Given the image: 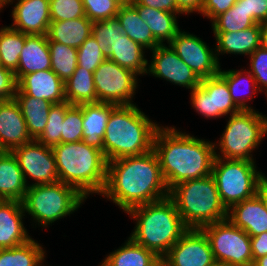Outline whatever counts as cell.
<instances>
[{
	"instance_id": "obj_1",
	"label": "cell",
	"mask_w": 267,
	"mask_h": 266,
	"mask_svg": "<svg viewBox=\"0 0 267 266\" xmlns=\"http://www.w3.org/2000/svg\"><path fill=\"white\" fill-rule=\"evenodd\" d=\"M101 196L111 200L124 213L168 197L169 189L155 152L107 162V181Z\"/></svg>"
},
{
	"instance_id": "obj_2",
	"label": "cell",
	"mask_w": 267,
	"mask_h": 266,
	"mask_svg": "<svg viewBox=\"0 0 267 266\" xmlns=\"http://www.w3.org/2000/svg\"><path fill=\"white\" fill-rule=\"evenodd\" d=\"M214 149V142L199 139L175 127L161 125L153 144L169 190L180 182L211 175Z\"/></svg>"
},
{
	"instance_id": "obj_3",
	"label": "cell",
	"mask_w": 267,
	"mask_h": 266,
	"mask_svg": "<svg viewBox=\"0 0 267 266\" xmlns=\"http://www.w3.org/2000/svg\"><path fill=\"white\" fill-rule=\"evenodd\" d=\"M159 125L149 119L136 103L116 105L111 110L103 138L106 161L152 151Z\"/></svg>"
},
{
	"instance_id": "obj_4",
	"label": "cell",
	"mask_w": 267,
	"mask_h": 266,
	"mask_svg": "<svg viewBox=\"0 0 267 266\" xmlns=\"http://www.w3.org/2000/svg\"><path fill=\"white\" fill-rule=\"evenodd\" d=\"M127 214L136 221L130 237L146 249L152 250L159 258L189 229L169 196L136 206Z\"/></svg>"
},
{
	"instance_id": "obj_5",
	"label": "cell",
	"mask_w": 267,
	"mask_h": 266,
	"mask_svg": "<svg viewBox=\"0 0 267 266\" xmlns=\"http://www.w3.org/2000/svg\"><path fill=\"white\" fill-rule=\"evenodd\" d=\"M58 181L75 187L85 198L102 194L107 181V161L102 150L83 141L52 147Z\"/></svg>"
},
{
	"instance_id": "obj_6",
	"label": "cell",
	"mask_w": 267,
	"mask_h": 266,
	"mask_svg": "<svg viewBox=\"0 0 267 266\" xmlns=\"http://www.w3.org/2000/svg\"><path fill=\"white\" fill-rule=\"evenodd\" d=\"M169 197L188 228L201 229L227 219V209L220 200L212 174L176 184L169 190Z\"/></svg>"
},
{
	"instance_id": "obj_7",
	"label": "cell",
	"mask_w": 267,
	"mask_h": 266,
	"mask_svg": "<svg viewBox=\"0 0 267 266\" xmlns=\"http://www.w3.org/2000/svg\"><path fill=\"white\" fill-rule=\"evenodd\" d=\"M86 199L75 187L57 181L29 186L22 205L25 214L32 216L34 223L48 228L50 224L77 211Z\"/></svg>"
},
{
	"instance_id": "obj_8",
	"label": "cell",
	"mask_w": 267,
	"mask_h": 266,
	"mask_svg": "<svg viewBox=\"0 0 267 266\" xmlns=\"http://www.w3.org/2000/svg\"><path fill=\"white\" fill-rule=\"evenodd\" d=\"M228 119L219 141L214 142L215 157L255 161L252 152L266 136L264 115L257 110H240Z\"/></svg>"
},
{
	"instance_id": "obj_9",
	"label": "cell",
	"mask_w": 267,
	"mask_h": 266,
	"mask_svg": "<svg viewBox=\"0 0 267 266\" xmlns=\"http://www.w3.org/2000/svg\"><path fill=\"white\" fill-rule=\"evenodd\" d=\"M255 162L215 157L212 176L215 179L220 200L227 210L234 204L257 194L265 174L258 171Z\"/></svg>"
},
{
	"instance_id": "obj_10",
	"label": "cell",
	"mask_w": 267,
	"mask_h": 266,
	"mask_svg": "<svg viewBox=\"0 0 267 266\" xmlns=\"http://www.w3.org/2000/svg\"><path fill=\"white\" fill-rule=\"evenodd\" d=\"M209 239L217 263L231 266H252L250 236L228 219L201 228Z\"/></svg>"
},
{
	"instance_id": "obj_11",
	"label": "cell",
	"mask_w": 267,
	"mask_h": 266,
	"mask_svg": "<svg viewBox=\"0 0 267 266\" xmlns=\"http://www.w3.org/2000/svg\"><path fill=\"white\" fill-rule=\"evenodd\" d=\"M93 76L97 103L134 104L132 100L138 89L136 73L106 58L93 72Z\"/></svg>"
},
{
	"instance_id": "obj_12",
	"label": "cell",
	"mask_w": 267,
	"mask_h": 266,
	"mask_svg": "<svg viewBox=\"0 0 267 266\" xmlns=\"http://www.w3.org/2000/svg\"><path fill=\"white\" fill-rule=\"evenodd\" d=\"M190 96L192 108L207 119L230 116L240 111L232 101L226 81L219 74L201 79Z\"/></svg>"
},
{
	"instance_id": "obj_13",
	"label": "cell",
	"mask_w": 267,
	"mask_h": 266,
	"mask_svg": "<svg viewBox=\"0 0 267 266\" xmlns=\"http://www.w3.org/2000/svg\"><path fill=\"white\" fill-rule=\"evenodd\" d=\"M11 152L23 172L28 187L58 181V172L52 147L45 146L33 139ZM28 178H32L35 182H32V184L28 183Z\"/></svg>"
},
{
	"instance_id": "obj_14",
	"label": "cell",
	"mask_w": 267,
	"mask_h": 266,
	"mask_svg": "<svg viewBox=\"0 0 267 266\" xmlns=\"http://www.w3.org/2000/svg\"><path fill=\"white\" fill-rule=\"evenodd\" d=\"M169 45L200 79L219 74L221 64L215 48H210L200 37L181 29Z\"/></svg>"
},
{
	"instance_id": "obj_15",
	"label": "cell",
	"mask_w": 267,
	"mask_h": 266,
	"mask_svg": "<svg viewBox=\"0 0 267 266\" xmlns=\"http://www.w3.org/2000/svg\"><path fill=\"white\" fill-rule=\"evenodd\" d=\"M150 51L152 56L150 62L148 61L147 75L151 74L190 91L200 85L201 79L179 58L169 44H160Z\"/></svg>"
},
{
	"instance_id": "obj_16",
	"label": "cell",
	"mask_w": 267,
	"mask_h": 266,
	"mask_svg": "<svg viewBox=\"0 0 267 266\" xmlns=\"http://www.w3.org/2000/svg\"><path fill=\"white\" fill-rule=\"evenodd\" d=\"M168 266H212L215 259L202 229L189 228L162 257Z\"/></svg>"
},
{
	"instance_id": "obj_17",
	"label": "cell",
	"mask_w": 267,
	"mask_h": 266,
	"mask_svg": "<svg viewBox=\"0 0 267 266\" xmlns=\"http://www.w3.org/2000/svg\"><path fill=\"white\" fill-rule=\"evenodd\" d=\"M13 2L8 0L10 5ZM11 15V28L28 35H47L51 23L49 0H17Z\"/></svg>"
},
{
	"instance_id": "obj_18",
	"label": "cell",
	"mask_w": 267,
	"mask_h": 266,
	"mask_svg": "<svg viewBox=\"0 0 267 266\" xmlns=\"http://www.w3.org/2000/svg\"><path fill=\"white\" fill-rule=\"evenodd\" d=\"M18 102L14 99L0 101V151L11 152L32 141Z\"/></svg>"
},
{
	"instance_id": "obj_19",
	"label": "cell",
	"mask_w": 267,
	"mask_h": 266,
	"mask_svg": "<svg viewBox=\"0 0 267 266\" xmlns=\"http://www.w3.org/2000/svg\"><path fill=\"white\" fill-rule=\"evenodd\" d=\"M16 94H27L52 104L66 101L64 82L51 69L22 76L17 81Z\"/></svg>"
},
{
	"instance_id": "obj_20",
	"label": "cell",
	"mask_w": 267,
	"mask_h": 266,
	"mask_svg": "<svg viewBox=\"0 0 267 266\" xmlns=\"http://www.w3.org/2000/svg\"><path fill=\"white\" fill-rule=\"evenodd\" d=\"M227 219L250 237L267 231V210L257 194L231 206L227 210Z\"/></svg>"
},
{
	"instance_id": "obj_21",
	"label": "cell",
	"mask_w": 267,
	"mask_h": 266,
	"mask_svg": "<svg viewBox=\"0 0 267 266\" xmlns=\"http://www.w3.org/2000/svg\"><path fill=\"white\" fill-rule=\"evenodd\" d=\"M24 216L22 202L4 200L0 204V249L16 247L32 238L24 226Z\"/></svg>"
},
{
	"instance_id": "obj_22",
	"label": "cell",
	"mask_w": 267,
	"mask_h": 266,
	"mask_svg": "<svg viewBox=\"0 0 267 266\" xmlns=\"http://www.w3.org/2000/svg\"><path fill=\"white\" fill-rule=\"evenodd\" d=\"M262 24L238 32H213L216 45V56L237 54L249 56L260 47Z\"/></svg>"
},
{
	"instance_id": "obj_23",
	"label": "cell",
	"mask_w": 267,
	"mask_h": 266,
	"mask_svg": "<svg viewBox=\"0 0 267 266\" xmlns=\"http://www.w3.org/2000/svg\"><path fill=\"white\" fill-rule=\"evenodd\" d=\"M51 69V57L47 35L26 34L25 45L19 57L16 81L22 76L38 71Z\"/></svg>"
},
{
	"instance_id": "obj_24",
	"label": "cell",
	"mask_w": 267,
	"mask_h": 266,
	"mask_svg": "<svg viewBox=\"0 0 267 266\" xmlns=\"http://www.w3.org/2000/svg\"><path fill=\"white\" fill-rule=\"evenodd\" d=\"M115 106L116 104L103 102L82 104L84 143L103 152L106 125Z\"/></svg>"
},
{
	"instance_id": "obj_25",
	"label": "cell",
	"mask_w": 267,
	"mask_h": 266,
	"mask_svg": "<svg viewBox=\"0 0 267 266\" xmlns=\"http://www.w3.org/2000/svg\"><path fill=\"white\" fill-rule=\"evenodd\" d=\"M28 186L12 152L0 151V198L22 202Z\"/></svg>"
},
{
	"instance_id": "obj_26",
	"label": "cell",
	"mask_w": 267,
	"mask_h": 266,
	"mask_svg": "<svg viewBox=\"0 0 267 266\" xmlns=\"http://www.w3.org/2000/svg\"><path fill=\"white\" fill-rule=\"evenodd\" d=\"M145 50L147 49L124 34L109 48L106 57L119 66L129 69L139 76H143L147 73L148 66Z\"/></svg>"
},
{
	"instance_id": "obj_27",
	"label": "cell",
	"mask_w": 267,
	"mask_h": 266,
	"mask_svg": "<svg viewBox=\"0 0 267 266\" xmlns=\"http://www.w3.org/2000/svg\"><path fill=\"white\" fill-rule=\"evenodd\" d=\"M138 11L139 17L149 26L154 38L160 43L169 44L176 34L181 30L178 26L177 15L179 13H171L144 5L137 2L132 4Z\"/></svg>"
},
{
	"instance_id": "obj_28",
	"label": "cell",
	"mask_w": 267,
	"mask_h": 266,
	"mask_svg": "<svg viewBox=\"0 0 267 266\" xmlns=\"http://www.w3.org/2000/svg\"><path fill=\"white\" fill-rule=\"evenodd\" d=\"M92 24L93 22L86 16L73 20L51 22L47 32L48 41L78 49L92 34Z\"/></svg>"
},
{
	"instance_id": "obj_29",
	"label": "cell",
	"mask_w": 267,
	"mask_h": 266,
	"mask_svg": "<svg viewBox=\"0 0 267 266\" xmlns=\"http://www.w3.org/2000/svg\"><path fill=\"white\" fill-rule=\"evenodd\" d=\"M117 18L124 34L147 50H153L160 43L154 38L149 26L139 17L137 9L132 4L121 5Z\"/></svg>"
},
{
	"instance_id": "obj_30",
	"label": "cell",
	"mask_w": 267,
	"mask_h": 266,
	"mask_svg": "<svg viewBox=\"0 0 267 266\" xmlns=\"http://www.w3.org/2000/svg\"><path fill=\"white\" fill-rule=\"evenodd\" d=\"M15 100L21 108L29 135L36 140L47 125L49 110L53 104L27 94H15Z\"/></svg>"
},
{
	"instance_id": "obj_31",
	"label": "cell",
	"mask_w": 267,
	"mask_h": 266,
	"mask_svg": "<svg viewBox=\"0 0 267 266\" xmlns=\"http://www.w3.org/2000/svg\"><path fill=\"white\" fill-rule=\"evenodd\" d=\"M158 259L152 250L128 237L124 245L106 255L102 262L106 266H151Z\"/></svg>"
},
{
	"instance_id": "obj_32",
	"label": "cell",
	"mask_w": 267,
	"mask_h": 266,
	"mask_svg": "<svg viewBox=\"0 0 267 266\" xmlns=\"http://www.w3.org/2000/svg\"><path fill=\"white\" fill-rule=\"evenodd\" d=\"M65 100L71 105L97 103L93 72L80 66L72 76L64 82Z\"/></svg>"
},
{
	"instance_id": "obj_33",
	"label": "cell",
	"mask_w": 267,
	"mask_h": 266,
	"mask_svg": "<svg viewBox=\"0 0 267 266\" xmlns=\"http://www.w3.org/2000/svg\"><path fill=\"white\" fill-rule=\"evenodd\" d=\"M43 248L31 238L16 247L0 249V266H45L46 251Z\"/></svg>"
},
{
	"instance_id": "obj_34",
	"label": "cell",
	"mask_w": 267,
	"mask_h": 266,
	"mask_svg": "<svg viewBox=\"0 0 267 266\" xmlns=\"http://www.w3.org/2000/svg\"><path fill=\"white\" fill-rule=\"evenodd\" d=\"M219 75L226 81L231 94L232 101L240 110H255L248 103L253 99L254 96H256L254 94L260 92V90L258 89L257 83L252 74L248 71V69L244 70L243 68L239 70H222L220 67ZM247 82L250 83V85L247 84L250 89V92H248V90L247 92H245L248 93L249 96H245V92L242 91L244 94V96L242 97L240 93L242 94L241 90L243 86L247 87L245 86V83ZM248 100L249 102H247Z\"/></svg>"
},
{
	"instance_id": "obj_35",
	"label": "cell",
	"mask_w": 267,
	"mask_h": 266,
	"mask_svg": "<svg viewBox=\"0 0 267 266\" xmlns=\"http://www.w3.org/2000/svg\"><path fill=\"white\" fill-rule=\"evenodd\" d=\"M26 34L10 26L0 28V56L2 67L15 72L25 45Z\"/></svg>"
},
{
	"instance_id": "obj_36",
	"label": "cell",
	"mask_w": 267,
	"mask_h": 266,
	"mask_svg": "<svg viewBox=\"0 0 267 266\" xmlns=\"http://www.w3.org/2000/svg\"><path fill=\"white\" fill-rule=\"evenodd\" d=\"M51 70L66 82L74 73L78 63L77 49L62 43L48 41Z\"/></svg>"
},
{
	"instance_id": "obj_37",
	"label": "cell",
	"mask_w": 267,
	"mask_h": 266,
	"mask_svg": "<svg viewBox=\"0 0 267 266\" xmlns=\"http://www.w3.org/2000/svg\"><path fill=\"white\" fill-rule=\"evenodd\" d=\"M257 24L243 7V3H235L226 12L211 21L213 32H238Z\"/></svg>"
},
{
	"instance_id": "obj_38",
	"label": "cell",
	"mask_w": 267,
	"mask_h": 266,
	"mask_svg": "<svg viewBox=\"0 0 267 266\" xmlns=\"http://www.w3.org/2000/svg\"><path fill=\"white\" fill-rule=\"evenodd\" d=\"M71 106L72 105L66 101L53 104L49 110L47 125L43 133L36 140L49 147L60 144L65 113Z\"/></svg>"
},
{
	"instance_id": "obj_39",
	"label": "cell",
	"mask_w": 267,
	"mask_h": 266,
	"mask_svg": "<svg viewBox=\"0 0 267 266\" xmlns=\"http://www.w3.org/2000/svg\"><path fill=\"white\" fill-rule=\"evenodd\" d=\"M91 35L95 38L101 51L106 55L109 48L112 47L119 37L124 35V32L120 25V21L116 16L106 20L93 22Z\"/></svg>"
},
{
	"instance_id": "obj_40",
	"label": "cell",
	"mask_w": 267,
	"mask_h": 266,
	"mask_svg": "<svg viewBox=\"0 0 267 266\" xmlns=\"http://www.w3.org/2000/svg\"><path fill=\"white\" fill-rule=\"evenodd\" d=\"M83 140L82 104L72 105L65 113L62 124L61 143H73Z\"/></svg>"
},
{
	"instance_id": "obj_41",
	"label": "cell",
	"mask_w": 267,
	"mask_h": 266,
	"mask_svg": "<svg viewBox=\"0 0 267 266\" xmlns=\"http://www.w3.org/2000/svg\"><path fill=\"white\" fill-rule=\"evenodd\" d=\"M77 57V66L90 72H94L107 58L92 35H90L77 49Z\"/></svg>"
},
{
	"instance_id": "obj_42",
	"label": "cell",
	"mask_w": 267,
	"mask_h": 266,
	"mask_svg": "<svg viewBox=\"0 0 267 266\" xmlns=\"http://www.w3.org/2000/svg\"><path fill=\"white\" fill-rule=\"evenodd\" d=\"M51 22L85 17L82 0H49Z\"/></svg>"
},
{
	"instance_id": "obj_43",
	"label": "cell",
	"mask_w": 267,
	"mask_h": 266,
	"mask_svg": "<svg viewBox=\"0 0 267 266\" xmlns=\"http://www.w3.org/2000/svg\"><path fill=\"white\" fill-rule=\"evenodd\" d=\"M85 15L92 22L117 16L120 6L118 0H82Z\"/></svg>"
},
{
	"instance_id": "obj_44",
	"label": "cell",
	"mask_w": 267,
	"mask_h": 266,
	"mask_svg": "<svg viewBox=\"0 0 267 266\" xmlns=\"http://www.w3.org/2000/svg\"><path fill=\"white\" fill-rule=\"evenodd\" d=\"M248 58L250 60L248 71L254 77L260 92H264L267 97V51L259 47Z\"/></svg>"
},
{
	"instance_id": "obj_45",
	"label": "cell",
	"mask_w": 267,
	"mask_h": 266,
	"mask_svg": "<svg viewBox=\"0 0 267 266\" xmlns=\"http://www.w3.org/2000/svg\"><path fill=\"white\" fill-rule=\"evenodd\" d=\"M16 91L17 81L14 72L0 66V101L14 99Z\"/></svg>"
},
{
	"instance_id": "obj_46",
	"label": "cell",
	"mask_w": 267,
	"mask_h": 266,
	"mask_svg": "<svg viewBox=\"0 0 267 266\" xmlns=\"http://www.w3.org/2000/svg\"><path fill=\"white\" fill-rule=\"evenodd\" d=\"M236 3H243V7L257 24L267 23V0H238Z\"/></svg>"
},
{
	"instance_id": "obj_47",
	"label": "cell",
	"mask_w": 267,
	"mask_h": 266,
	"mask_svg": "<svg viewBox=\"0 0 267 266\" xmlns=\"http://www.w3.org/2000/svg\"><path fill=\"white\" fill-rule=\"evenodd\" d=\"M238 0H204L201 15L212 21L231 8Z\"/></svg>"
},
{
	"instance_id": "obj_48",
	"label": "cell",
	"mask_w": 267,
	"mask_h": 266,
	"mask_svg": "<svg viewBox=\"0 0 267 266\" xmlns=\"http://www.w3.org/2000/svg\"><path fill=\"white\" fill-rule=\"evenodd\" d=\"M253 262L267 255V231L250 237Z\"/></svg>"
},
{
	"instance_id": "obj_49",
	"label": "cell",
	"mask_w": 267,
	"mask_h": 266,
	"mask_svg": "<svg viewBox=\"0 0 267 266\" xmlns=\"http://www.w3.org/2000/svg\"><path fill=\"white\" fill-rule=\"evenodd\" d=\"M179 14H190L202 12L204 0H175Z\"/></svg>"
},
{
	"instance_id": "obj_50",
	"label": "cell",
	"mask_w": 267,
	"mask_h": 266,
	"mask_svg": "<svg viewBox=\"0 0 267 266\" xmlns=\"http://www.w3.org/2000/svg\"><path fill=\"white\" fill-rule=\"evenodd\" d=\"M139 5L155 8L171 13H178L175 0H137Z\"/></svg>"
},
{
	"instance_id": "obj_51",
	"label": "cell",
	"mask_w": 267,
	"mask_h": 266,
	"mask_svg": "<svg viewBox=\"0 0 267 266\" xmlns=\"http://www.w3.org/2000/svg\"><path fill=\"white\" fill-rule=\"evenodd\" d=\"M257 195L262 199L267 210V182L265 180L259 185Z\"/></svg>"
},
{
	"instance_id": "obj_52",
	"label": "cell",
	"mask_w": 267,
	"mask_h": 266,
	"mask_svg": "<svg viewBox=\"0 0 267 266\" xmlns=\"http://www.w3.org/2000/svg\"><path fill=\"white\" fill-rule=\"evenodd\" d=\"M260 47L267 51V23L262 24Z\"/></svg>"
},
{
	"instance_id": "obj_53",
	"label": "cell",
	"mask_w": 267,
	"mask_h": 266,
	"mask_svg": "<svg viewBox=\"0 0 267 266\" xmlns=\"http://www.w3.org/2000/svg\"><path fill=\"white\" fill-rule=\"evenodd\" d=\"M252 266H267V255L259 258V259H256L254 262H253V265Z\"/></svg>"
},
{
	"instance_id": "obj_54",
	"label": "cell",
	"mask_w": 267,
	"mask_h": 266,
	"mask_svg": "<svg viewBox=\"0 0 267 266\" xmlns=\"http://www.w3.org/2000/svg\"><path fill=\"white\" fill-rule=\"evenodd\" d=\"M151 266H168V264L163 258H159Z\"/></svg>"
},
{
	"instance_id": "obj_55",
	"label": "cell",
	"mask_w": 267,
	"mask_h": 266,
	"mask_svg": "<svg viewBox=\"0 0 267 266\" xmlns=\"http://www.w3.org/2000/svg\"><path fill=\"white\" fill-rule=\"evenodd\" d=\"M122 5L134 4L137 0H118Z\"/></svg>"
},
{
	"instance_id": "obj_56",
	"label": "cell",
	"mask_w": 267,
	"mask_h": 266,
	"mask_svg": "<svg viewBox=\"0 0 267 266\" xmlns=\"http://www.w3.org/2000/svg\"><path fill=\"white\" fill-rule=\"evenodd\" d=\"M5 5H8V0H0V11L4 9Z\"/></svg>"
},
{
	"instance_id": "obj_57",
	"label": "cell",
	"mask_w": 267,
	"mask_h": 266,
	"mask_svg": "<svg viewBox=\"0 0 267 266\" xmlns=\"http://www.w3.org/2000/svg\"><path fill=\"white\" fill-rule=\"evenodd\" d=\"M212 266H231L229 264H224V263H217L215 262Z\"/></svg>"
},
{
	"instance_id": "obj_58",
	"label": "cell",
	"mask_w": 267,
	"mask_h": 266,
	"mask_svg": "<svg viewBox=\"0 0 267 266\" xmlns=\"http://www.w3.org/2000/svg\"><path fill=\"white\" fill-rule=\"evenodd\" d=\"M267 99V98H266ZM264 118H265V130H266V135H267V116L264 115Z\"/></svg>"
},
{
	"instance_id": "obj_59",
	"label": "cell",
	"mask_w": 267,
	"mask_h": 266,
	"mask_svg": "<svg viewBox=\"0 0 267 266\" xmlns=\"http://www.w3.org/2000/svg\"><path fill=\"white\" fill-rule=\"evenodd\" d=\"M99 266H106L103 262H101V264Z\"/></svg>"
}]
</instances>
